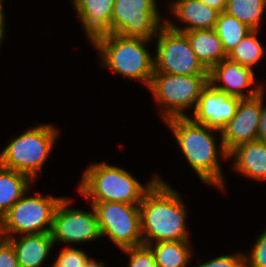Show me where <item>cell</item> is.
I'll use <instances>...</instances> for the list:
<instances>
[{
    "label": "cell",
    "instance_id": "1",
    "mask_svg": "<svg viewBox=\"0 0 266 267\" xmlns=\"http://www.w3.org/2000/svg\"><path fill=\"white\" fill-rule=\"evenodd\" d=\"M164 122L171 129L183 157L203 184L219 188L222 192L227 189L219 158L227 161L228 153L222 139L219 143L215 135L218 133L221 137V131L197 124L189 117H174Z\"/></svg>",
    "mask_w": 266,
    "mask_h": 267
},
{
    "label": "cell",
    "instance_id": "2",
    "mask_svg": "<svg viewBox=\"0 0 266 267\" xmlns=\"http://www.w3.org/2000/svg\"><path fill=\"white\" fill-rule=\"evenodd\" d=\"M180 193L159 179L139 205L143 244L162 241H190L186 225L188 208Z\"/></svg>",
    "mask_w": 266,
    "mask_h": 267
},
{
    "label": "cell",
    "instance_id": "3",
    "mask_svg": "<svg viewBox=\"0 0 266 267\" xmlns=\"http://www.w3.org/2000/svg\"><path fill=\"white\" fill-rule=\"evenodd\" d=\"M82 173L77 190L89 202L140 204L146 192L159 179L155 174L142 184L123 167L107 162L90 163Z\"/></svg>",
    "mask_w": 266,
    "mask_h": 267
},
{
    "label": "cell",
    "instance_id": "4",
    "mask_svg": "<svg viewBox=\"0 0 266 267\" xmlns=\"http://www.w3.org/2000/svg\"><path fill=\"white\" fill-rule=\"evenodd\" d=\"M152 40L103 34L91 42L99 52L100 65L116 74L142 82L147 88L154 74V55L147 47Z\"/></svg>",
    "mask_w": 266,
    "mask_h": 267
},
{
    "label": "cell",
    "instance_id": "5",
    "mask_svg": "<svg viewBox=\"0 0 266 267\" xmlns=\"http://www.w3.org/2000/svg\"><path fill=\"white\" fill-rule=\"evenodd\" d=\"M59 129L44 123L28 128L2 149L0 165L26 174L35 181L55 147Z\"/></svg>",
    "mask_w": 266,
    "mask_h": 267
},
{
    "label": "cell",
    "instance_id": "6",
    "mask_svg": "<svg viewBox=\"0 0 266 267\" xmlns=\"http://www.w3.org/2000/svg\"><path fill=\"white\" fill-rule=\"evenodd\" d=\"M209 75H175L154 72L148 90L159 105L163 122L174 117H188L187 110L196 107Z\"/></svg>",
    "mask_w": 266,
    "mask_h": 267
},
{
    "label": "cell",
    "instance_id": "7",
    "mask_svg": "<svg viewBox=\"0 0 266 267\" xmlns=\"http://www.w3.org/2000/svg\"><path fill=\"white\" fill-rule=\"evenodd\" d=\"M26 195L1 217L3 238L51 232L55 210L63 197Z\"/></svg>",
    "mask_w": 266,
    "mask_h": 267
},
{
    "label": "cell",
    "instance_id": "8",
    "mask_svg": "<svg viewBox=\"0 0 266 267\" xmlns=\"http://www.w3.org/2000/svg\"><path fill=\"white\" fill-rule=\"evenodd\" d=\"M93 205L102 238H110L118 249L143 245L140 204L90 202Z\"/></svg>",
    "mask_w": 266,
    "mask_h": 267
},
{
    "label": "cell",
    "instance_id": "9",
    "mask_svg": "<svg viewBox=\"0 0 266 267\" xmlns=\"http://www.w3.org/2000/svg\"><path fill=\"white\" fill-rule=\"evenodd\" d=\"M159 8L158 0H115L110 34L154 40L166 21Z\"/></svg>",
    "mask_w": 266,
    "mask_h": 267
},
{
    "label": "cell",
    "instance_id": "10",
    "mask_svg": "<svg viewBox=\"0 0 266 267\" xmlns=\"http://www.w3.org/2000/svg\"><path fill=\"white\" fill-rule=\"evenodd\" d=\"M156 37L154 72L175 75H209V70L198 59L183 32L172 30L165 23Z\"/></svg>",
    "mask_w": 266,
    "mask_h": 267
},
{
    "label": "cell",
    "instance_id": "11",
    "mask_svg": "<svg viewBox=\"0 0 266 267\" xmlns=\"http://www.w3.org/2000/svg\"><path fill=\"white\" fill-rule=\"evenodd\" d=\"M72 201L73 198L63 197L57 205L51 230L54 244L58 242L72 247L73 244L102 239L93 205L89 204L90 211L74 209L71 208Z\"/></svg>",
    "mask_w": 266,
    "mask_h": 267
},
{
    "label": "cell",
    "instance_id": "12",
    "mask_svg": "<svg viewBox=\"0 0 266 267\" xmlns=\"http://www.w3.org/2000/svg\"><path fill=\"white\" fill-rule=\"evenodd\" d=\"M263 92L252 98L240 99L236 115L221 130L224 148L229 154L236 147L258 140Z\"/></svg>",
    "mask_w": 266,
    "mask_h": 267
},
{
    "label": "cell",
    "instance_id": "13",
    "mask_svg": "<svg viewBox=\"0 0 266 267\" xmlns=\"http://www.w3.org/2000/svg\"><path fill=\"white\" fill-rule=\"evenodd\" d=\"M255 76V70L227 58L209 70V83L231 96L252 98L266 90L265 85L256 83Z\"/></svg>",
    "mask_w": 266,
    "mask_h": 267
},
{
    "label": "cell",
    "instance_id": "14",
    "mask_svg": "<svg viewBox=\"0 0 266 267\" xmlns=\"http://www.w3.org/2000/svg\"><path fill=\"white\" fill-rule=\"evenodd\" d=\"M240 99L208 83L201 92L192 116L188 117L197 124L221 131L236 115Z\"/></svg>",
    "mask_w": 266,
    "mask_h": 267
},
{
    "label": "cell",
    "instance_id": "15",
    "mask_svg": "<svg viewBox=\"0 0 266 267\" xmlns=\"http://www.w3.org/2000/svg\"><path fill=\"white\" fill-rule=\"evenodd\" d=\"M168 10L176 17L183 27H178L171 20L165 23L172 29L179 32H187L191 30H202L215 28L219 11L204 4L201 0H173L171 1ZM171 7V8H170Z\"/></svg>",
    "mask_w": 266,
    "mask_h": 267
},
{
    "label": "cell",
    "instance_id": "16",
    "mask_svg": "<svg viewBox=\"0 0 266 267\" xmlns=\"http://www.w3.org/2000/svg\"><path fill=\"white\" fill-rule=\"evenodd\" d=\"M115 0H72L89 43L98 36L110 33Z\"/></svg>",
    "mask_w": 266,
    "mask_h": 267
},
{
    "label": "cell",
    "instance_id": "17",
    "mask_svg": "<svg viewBox=\"0 0 266 267\" xmlns=\"http://www.w3.org/2000/svg\"><path fill=\"white\" fill-rule=\"evenodd\" d=\"M233 160V171L248 179L266 181V142L252 141L242 144L228 154Z\"/></svg>",
    "mask_w": 266,
    "mask_h": 267
},
{
    "label": "cell",
    "instance_id": "18",
    "mask_svg": "<svg viewBox=\"0 0 266 267\" xmlns=\"http://www.w3.org/2000/svg\"><path fill=\"white\" fill-rule=\"evenodd\" d=\"M14 246L19 267H42L54 248L51 232L7 238ZM51 251V252H50Z\"/></svg>",
    "mask_w": 266,
    "mask_h": 267
},
{
    "label": "cell",
    "instance_id": "19",
    "mask_svg": "<svg viewBox=\"0 0 266 267\" xmlns=\"http://www.w3.org/2000/svg\"><path fill=\"white\" fill-rule=\"evenodd\" d=\"M183 33L187 36L198 59L208 70L227 59V54L215 28L191 30Z\"/></svg>",
    "mask_w": 266,
    "mask_h": 267
},
{
    "label": "cell",
    "instance_id": "20",
    "mask_svg": "<svg viewBox=\"0 0 266 267\" xmlns=\"http://www.w3.org/2000/svg\"><path fill=\"white\" fill-rule=\"evenodd\" d=\"M34 181L21 172L0 165V218L31 189Z\"/></svg>",
    "mask_w": 266,
    "mask_h": 267
},
{
    "label": "cell",
    "instance_id": "21",
    "mask_svg": "<svg viewBox=\"0 0 266 267\" xmlns=\"http://www.w3.org/2000/svg\"><path fill=\"white\" fill-rule=\"evenodd\" d=\"M148 246L157 267H188L193 256L191 241H162Z\"/></svg>",
    "mask_w": 266,
    "mask_h": 267
},
{
    "label": "cell",
    "instance_id": "22",
    "mask_svg": "<svg viewBox=\"0 0 266 267\" xmlns=\"http://www.w3.org/2000/svg\"><path fill=\"white\" fill-rule=\"evenodd\" d=\"M259 30H251L245 37L227 54L232 61L254 70L255 66L265 57L266 50L259 41Z\"/></svg>",
    "mask_w": 266,
    "mask_h": 267
},
{
    "label": "cell",
    "instance_id": "23",
    "mask_svg": "<svg viewBox=\"0 0 266 267\" xmlns=\"http://www.w3.org/2000/svg\"><path fill=\"white\" fill-rule=\"evenodd\" d=\"M266 0H227L225 12L251 30H259L266 11Z\"/></svg>",
    "mask_w": 266,
    "mask_h": 267
},
{
    "label": "cell",
    "instance_id": "24",
    "mask_svg": "<svg viewBox=\"0 0 266 267\" xmlns=\"http://www.w3.org/2000/svg\"><path fill=\"white\" fill-rule=\"evenodd\" d=\"M215 30L222 42L226 54H228L245 37V35L251 31L245 24L225 11L219 13Z\"/></svg>",
    "mask_w": 266,
    "mask_h": 267
},
{
    "label": "cell",
    "instance_id": "25",
    "mask_svg": "<svg viewBox=\"0 0 266 267\" xmlns=\"http://www.w3.org/2000/svg\"><path fill=\"white\" fill-rule=\"evenodd\" d=\"M90 258L83 250L65 246L51 267H85Z\"/></svg>",
    "mask_w": 266,
    "mask_h": 267
},
{
    "label": "cell",
    "instance_id": "26",
    "mask_svg": "<svg viewBox=\"0 0 266 267\" xmlns=\"http://www.w3.org/2000/svg\"><path fill=\"white\" fill-rule=\"evenodd\" d=\"M128 255L127 267H157L154 254L148 245H140L121 250Z\"/></svg>",
    "mask_w": 266,
    "mask_h": 267
},
{
    "label": "cell",
    "instance_id": "27",
    "mask_svg": "<svg viewBox=\"0 0 266 267\" xmlns=\"http://www.w3.org/2000/svg\"><path fill=\"white\" fill-rule=\"evenodd\" d=\"M255 240L250 252L245 253L246 267H266V228Z\"/></svg>",
    "mask_w": 266,
    "mask_h": 267
},
{
    "label": "cell",
    "instance_id": "28",
    "mask_svg": "<svg viewBox=\"0 0 266 267\" xmlns=\"http://www.w3.org/2000/svg\"><path fill=\"white\" fill-rule=\"evenodd\" d=\"M239 252V253H238ZM233 255H221L207 262L196 265V267H246V257L240 250Z\"/></svg>",
    "mask_w": 266,
    "mask_h": 267
},
{
    "label": "cell",
    "instance_id": "29",
    "mask_svg": "<svg viewBox=\"0 0 266 267\" xmlns=\"http://www.w3.org/2000/svg\"><path fill=\"white\" fill-rule=\"evenodd\" d=\"M0 267H19L15 248L7 238L0 241Z\"/></svg>",
    "mask_w": 266,
    "mask_h": 267
},
{
    "label": "cell",
    "instance_id": "30",
    "mask_svg": "<svg viewBox=\"0 0 266 267\" xmlns=\"http://www.w3.org/2000/svg\"><path fill=\"white\" fill-rule=\"evenodd\" d=\"M266 91H263V105H262V114H261V120L259 124V129H258V140L260 141H265L266 142V102L264 98L266 94Z\"/></svg>",
    "mask_w": 266,
    "mask_h": 267
},
{
    "label": "cell",
    "instance_id": "31",
    "mask_svg": "<svg viewBox=\"0 0 266 267\" xmlns=\"http://www.w3.org/2000/svg\"><path fill=\"white\" fill-rule=\"evenodd\" d=\"M4 7H3V0H0V47H2V41L5 38V32H6V20H5V11H4Z\"/></svg>",
    "mask_w": 266,
    "mask_h": 267
},
{
    "label": "cell",
    "instance_id": "32",
    "mask_svg": "<svg viewBox=\"0 0 266 267\" xmlns=\"http://www.w3.org/2000/svg\"><path fill=\"white\" fill-rule=\"evenodd\" d=\"M204 4L216 9L217 11L224 12L227 7V0H201Z\"/></svg>",
    "mask_w": 266,
    "mask_h": 267
},
{
    "label": "cell",
    "instance_id": "33",
    "mask_svg": "<svg viewBox=\"0 0 266 267\" xmlns=\"http://www.w3.org/2000/svg\"><path fill=\"white\" fill-rule=\"evenodd\" d=\"M85 267H106L104 262L90 258Z\"/></svg>",
    "mask_w": 266,
    "mask_h": 267
},
{
    "label": "cell",
    "instance_id": "34",
    "mask_svg": "<svg viewBox=\"0 0 266 267\" xmlns=\"http://www.w3.org/2000/svg\"><path fill=\"white\" fill-rule=\"evenodd\" d=\"M3 239V234H2V225H1V218H0V241Z\"/></svg>",
    "mask_w": 266,
    "mask_h": 267
}]
</instances>
